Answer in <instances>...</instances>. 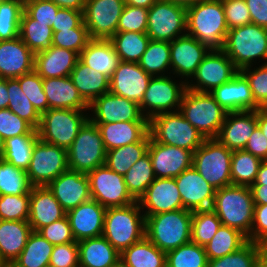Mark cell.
<instances>
[{"label":"cell","mask_w":267,"mask_h":267,"mask_svg":"<svg viewBox=\"0 0 267 267\" xmlns=\"http://www.w3.org/2000/svg\"><path fill=\"white\" fill-rule=\"evenodd\" d=\"M186 34L195 37L210 50H223L229 31L221 0H203L186 8Z\"/></svg>","instance_id":"6da1fadb"},{"label":"cell","mask_w":267,"mask_h":267,"mask_svg":"<svg viewBox=\"0 0 267 267\" xmlns=\"http://www.w3.org/2000/svg\"><path fill=\"white\" fill-rule=\"evenodd\" d=\"M254 207L250 187L230 185L216 190L211 209L222 225L234 228L248 238L253 224Z\"/></svg>","instance_id":"7a4b0ae2"},{"label":"cell","mask_w":267,"mask_h":267,"mask_svg":"<svg viewBox=\"0 0 267 267\" xmlns=\"http://www.w3.org/2000/svg\"><path fill=\"white\" fill-rule=\"evenodd\" d=\"M192 211L178 209L145 216V237L168 252L191 241Z\"/></svg>","instance_id":"3957f363"},{"label":"cell","mask_w":267,"mask_h":267,"mask_svg":"<svg viewBox=\"0 0 267 267\" xmlns=\"http://www.w3.org/2000/svg\"><path fill=\"white\" fill-rule=\"evenodd\" d=\"M140 210L138 201L106 209L102 235L119 253L145 237V215Z\"/></svg>","instance_id":"277c9868"},{"label":"cell","mask_w":267,"mask_h":267,"mask_svg":"<svg viewBox=\"0 0 267 267\" xmlns=\"http://www.w3.org/2000/svg\"><path fill=\"white\" fill-rule=\"evenodd\" d=\"M179 111L205 139L217 137L228 113L209 92L189 89L183 94Z\"/></svg>","instance_id":"5b68a950"},{"label":"cell","mask_w":267,"mask_h":267,"mask_svg":"<svg viewBox=\"0 0 267 267\" xmlns=\"http://www.w3.org/2000/svg\"><path fill=\"white\" fill-rule=\"evenodd\" d=\"M223 51L239 71L251 67L254 59L267 60V28L251 23L229 29Z\"/></svg>","instance_id":"8992f818"},{"label":"cell","mask_w":267,"mask_h":267,"mask_svg":"<svg viewBox=\"0 0 267 267\" xmlns=\"http://www.w3.org/2000/svg\"><path fill=\"white\" fill-rule=\"evenodd\" d=\"M149 133L155 142L177 146L192 153L203 144L205 138L180 113H161L149 120Z\"/></svg>","instance_id":"52a82bcc"},{"label":"cell","mask_w":267,"mask_h":267,"mask_svg":"<svg viewBox=\"0 0 267 267\" xmlns=\"http://www.w3.org/2000/svg\"><path fill=\"white\" fill-rule=\"evenodd\" d=\"M233 151L216 138L205 139L193 152L192 166L216 190L232 185L231 157Z\"/></svg>","instance_id":"ba28073f"},{"label":"cell","mask_w":267,"mask_h":267,"mask_svg":"<svg viewBox=\"0 0 267 267\" xmlns=\"http://www.w3.org/2000/svg\"><path fill=\"white\" fill-rule=\"evenodd\" d=\"M86 110L48 109L41 115L39 139L68 150L80 128L89 119Z\"/></svg>","instance_id":"9c48e42d"},{"label":"cell","mask_w":267,"mask_h":267,"mask_svg":"<svg viewBox=\"0 0 267 267\" xmlns=\"http://www.w3.org/2000/svg\"><path fill=\"white\" fill-rule=\"evenodd\" d=\"M106 154L97 125L88 119L67 150L68 169L87 174L105 164Z\"/></svg>","instance_id":"30bf717a"},{"label":"cell","mask_w":267,"mask_h":267,"mask_svg":"<svg viewBox=\"0 0 267 267\" xmlns=\"http://www.w3.org/2000/svg\"><path fill=\"white\" fill-rule=\"evenodd\" d=\"M67 170V150L38 139L34 144L31 161L26 170L32 186H47Z\"/></svg>","instance_id":"8fae6325"},{"label":"cell","mask_w":267,"mask_h":267,"mask_svg":"<svg viewBox=\"0 0 267 267\" xmlns=\"http://www.w3.org/2000/svg\"><path fill=\"white\" fill-rule=\"evenodd\" d=\"M186 28L185 7L166 0H157L148 9L146 34L150 40L171 42L177 37L185 35L186 33L183 32H186Z\"/></svg>","instance_id":"7c38bea8"},{"label":"cell","mask_w":267,"mask_h":267,"mask_svg":"<svg viewBox=\"0 0 267 267\" xmlns=\"http://www.w3.org/2000/svg\"><path fill=\"white\" fill-rule=\"evenodd\" d=\"M186 89L187 82L185 81L176 84L168 75L152 77L144 93L143 100L139 104L143 116L150 120L161 113L179 111ZM176 106L177 108L172 111L171 109Z\"/></svg>","instance_id":"4fadbf2b"},{"label":"cell","mask_w":267,"mask_h":267,"mask_svg":"<svg viewBox=\"0 0 267 267\" xmlns=\"http://www.w3.org/2000/svg\"><path fill=\"white\" fill-rule=\"evenodd\" d=\"M91 199L108 207L128 206L136 200L128 192L124 176L112 171L106 164L87 173Z\"/></svg>","instance_id":"5bb4252c"},{"label":"cell","mask_w":267,"mask_h":267,"mask_svg":"<svg viewBox=\"0 0 267 267\" xmlns=\"http://www.w3.org/2000/svg\"><path fill=\"white\" fill-rule=\"evenodd\" d=\"M125 6L124 0H86L83 19L91 39H110Z\"/></svg>","instance_id":"9a60e30c"},{"label":"cell","mask_w":267,"mask_h":267,"mask_svg":"<svg viewBox=\"0 0 267 267\" xmlns=\"http://www.w3.org/2000/svg\"><path fill=\"white\" fill-rule=\"evenodd\" d=\"M239 73L234 63L223 50H210L192 76L197 84L187 82V89L197 92H211L223 83L229 82Z\"/></svg>","instance_id":"2e32d148"},{"label":"cell","mask_w":267,"mask_h":267,"mask_svg":"<svg viewBox=\"0 0 267 267\" xmlns=\"http://www.w3.org/2000/svg\"><path fill=\"white\" fill-rule=\"evenodd\" d=\"M89 109L94 112L93 117H89L93 123L149 121L143 116L138 103L110 91L97 97Z\"/></svg>","instance_id":"e0dca14e"},{"label":"cell","mask_w":267,"mask_h":267,"mask_svg":"<svg viewBox=\"0 0 267 267\" xmlns=\"http://www.w3.org/2000/svg\"><path fill=\"white\" fill-rule=\"evenodd\" d=\"M183 202V208L189 211L211 209L216 189L191 166L175 177Z\"/></svg>","instance_id":"ac0fdd59"},{"label":"cell","mask_w":267,"mask_h":267,"mask_svg":"<svg viewBox=\"0 0 267 267\" xmlns=\"http://www.w3.org/2000/svg\"><path fill=\"white\" fill-rule=\"evenodd\" d=\"M148 153L156 178H175L193 162L191 151L155 142L151 137Z\"/></svg>","instance_id":"d6986e66"},{"label":"cell","mask_w":267,"mask_h":267,"mask_svg":"<svg viewBox=\"0 0 267 267\" xmlns=\"http://www.w3.org/2000/svg\"><path fill=\"white\" fill-rule=\"evenodd\" d=\"M151 78L138 63L121 61L109 79V91L140 104Z\"/></svg>","instance_id":"ffe728a7"},{"label":"cell","mask_w":267,"mask_h":267,"mask_svg":"<svg viewBox=\"0 0 267 267\" xmlns=\"http://www.w3.org/2000/svg\"><path fill=\"white\" fill-rule=\"evenodd\" d=\"M170 43V60L173 74L192 78L197 67L210 49L188 34L177 37Z\"/></svg>","instance_id":"44dd1931"},{"label":"cell","mask_w":267,"mask_h":267,"mask_svg":"<svg viewBox=\"0 0 267 267\" xmlns=\"http://www.w3.org/2000/svg\"><path fill=\"white\" fill-rule=\"evenodd\" d=\"M47 187L66 212L91 199L86 173L68 169L51 181Z\"/></svg>","instance_id":"7402d4cb"},{"label":"cell","mask_w":267,"mask_h":267,"mask_svg":"<svg viewBox=\"0 0 267 267\" xmlns=\"http://www.w3.org/2000/svg\"><path fill=\"white\" fill-rule=\"evenodd\" d=\"M140 208L145 216L183 208V202L175 178H156L139 198Z\"/></svg>","instance_id":"603a6c76"},{"label":"cell","mask_w":267,"mask_h":267,"mask_svg":"<svg viewBox=\"0 0 267 267\" xmlns=\"http://www.w3.org/2000/svg\"><path fill=\"white\" fill-rule=\"evenodd\" d=\"M106 207L90 199L66 212L73 237L79 242L103 234Z\"/></svg>","instance_id":"cb8c5ba5"},{"label":"cell","mask_w":267,"mask_h":267,"mask_svg":"<svg viewBox=\"0 0 267 267\" xmlns=\"http://www.w3.org/2000/svg\"><path fill=\"white\" fill-rule=\"evenodd\" d=\"M257 126V110L228 112L216 139L229 150H242Z\"/></svg>","instance_id":"d4e9b609"},{"label":"cell","mask_w":267,"mask_h":267,"mask_svg":"<svg viewBox=\"0 0 267 267\" xmlns=\"http://www.w3.org/2000/svg\"><path fill=\"white\" fill-rule=\"evenodd\" d=\"M34 70V53L20 37L0 41V78L14 79Z\"/></svg>","instance_id":"484cf974"},{"label":"cell","mask_w":267,"mask_h":267,"mask_svg":"<svg viewBox=\"0 0 267 267\" xmlns=\"http://www.w3.org/2000/svg\"><path fill=\"white\" fill-rule=\"evenodd\" d=\"M210 94L227 112L258 110L260 107L254 100L248 81L240 72Z\"/></svg>","instance_id":"4316f807"},{"label":"cell","mask_w":267,"mask_h":267,"mask_svg":"<svg viewBox=\"0 0 267 267\" xmlns=\"http://www.w3.org/2000/svg\"><path fill=\"white\" fill-rule=\"evenodd\" d=\"M66 216V211L47 186L32 187L28 222L38 232L44 226Z\"/></svg>","instance_id":"83f0119b"},{"label":"cell","mask_w":267,"mask_h":267,"mask_svg":"<svg viewBox=\"0 0 267 267\" xmlns=\"http://www.w3.org/2000/svg\"><path fill=\"white\" fill-rule=\"evenodd\" d=\"M79 60V54L70 49L52 46L34 54V71L43 79L70 76Z\"/></svg>","instance_id":"f1b7e54d"},{"label":"cell","mask_w":267,"mask_h":267,"mask_svg":"<svg viewBox=\"0 0 267 267\" xmlns=\"http://www.w3.org/2000/svg\"><path fill=\"white\" fill-rule=\"evenodd\" d=\"M97 125L106 151L141 141L149 133V121H118Z\"/></svg>","instance_id":"f546056e"},{"label":"cell","mask_w":267,"mask_h":267,"mask_svg":"<svg viewBox=\"0 0 267 267\" xmlns=\"http://www.w3.org/2000/svg\"><path fill=\"white\" fill-rule=\"evenodd\" d=\"M49 109L90 110L69 76L43 79Z\"/></svg>","instance_id":"4dcf8cb0"},{"label":"cell","mask_w":267,"mask_h":267,"mask_svg":"<svg viewBox=\"0 0 267 267\" xmlns=\"http://www.w3.org/2000/svg\"><path fill=\"white\" fill-rule=\"evenodd\" d=\"M79 60L109 79L121 62L109 39H91L79 54Z\"/></svg>","instance_id":"1f68e13d"},{"label":"cell","mask_w":267,"mask_h":267,"mask_svg":"<svg viewBox=\"0 0 267 267\" xmlns=\"http://www.w3.org/2000/svg\"><path fill=\"white\" fill-rule=\"evenodd\" d=\"M79 267H114L120 261V253L103 235L77 242Z\"/></svg>","instance_id":"d6a6232c"},{"label":"cell","mask_w":267,"mask_h":267,"mask_svg":"<svg viewBox=\"0 0 267 267\" xmlns=\"http://www.w3.org/2000/svg\"><path fill=\"white\" fill-rule=\"evenodd\" d=\"M32 232L28 221L0 220V254L7 264L19 256Z\"/></svg>","instance_id":"836d02e7"},{"label":"cell","mask_w":267,"mask_h":267,"mask_svg":"<svg viewBox=\"0 0 267 267\" xmlns=\"http://www.w3.org/2000/svg\"><path fill=\"white\" fill-rule=\"evenodd\" d=\"M82 98L90 105L97 97L109 92V78L90 69L80 60L69 76Z\"/></svg>","instance_id":"e575fe53"},{"label":"cell","mask_w":267,"mask_h":267,"mask_svg":"<svg viewBox=\"0 0 267 267\" xmlns=\"http://www.w3.org/2000/svg\"><path fill=\"white\" fill-rule=\"evenodd\" d=\"M120 260L129 267H166V252L144 237L123 250Z\"/></svg>","instance_id":"d590c367"},{"label":"cell","mask_w":267,"mask_h":267,"mask_svg":"<svg viewBox=\"0 0 267 267\" xmlns=\"http://www.w3.org/2000/svg\"><path fill=\"white\" fill-rule=\"evenodd\" d=\"M150 133L141 141L107 151L105 164L114 172L124 176L130 167L148 153Z\"/></svg>","instance_id":"8d00e7d4"},{"label":"cell","mask_w":267,"mask_h":267,"mask_svg":"<svg viewBox=\"0 0 267 267\" xmlns=\"http://www.w3.org/2000/svg\"><path fill=\"white\" fill-rule=\"evenodd\" d=\"M19 37L34 54L49 50L53 46L52 27L47 23L36 22L25 11L20 20Z\"/></svg>","instance_id":"74e56055"},{"label":"cell","mask_w":267,"mask_h":267,"mask_svg":"<svg viewBox=\"0 0 267 267\" xmlns=\"http://www.w3.org/2000/svg\"><path fill=\"white\" fill-rule=\"evenodd\" d=\"M53 247L54 245L39 232L33 231L24 249L11 265L13 267H49Z\"/></svg>","instance_id":"f35d334b"},{"label":"cell","mask_w":267,"mask_h":267,"mask_svg":"<svg viewBox=\"0 0 267 267\" xmlns=\"http://www.w3.org/2000/svg\"><path fill=\"white\" fill-rule=\"evenodd\" d=\"M247 242V237L240 231L221 225L204 249L208 260H213L239 250Z\"/></svg>","instance_id":"ab89813d"},{"label":"cell","mask_w":267,"mask_h":267,"mask_svg":"<svg viewBox=\"0 0 267 267\" xmlns=\"http://www.w3.org/2000/svg\"><path fill=\"white\" fill-rule=\"evenodd\" d=\"M109 40L122 62L138 63L150 38L146 33L117 32Z\"/></svg>","instance_id":"60d3db41"},{"label":"cell","mask_w":267,"mask_h":267,"mask_svg":"<svg viewBox=\"0 0 267 267\" xmlns=\"http://www.w3.org/2000/svg\"><path fill=\"white\" fill-rule=\"evenodd\" d=\"M262 161L244 149L234 150L230 166L232 185L250 187L256 180Z\"/></svg>","instance_id":"b9f144b4"},{"label":"cell","mask_w":267,"mask_h":267,"mask_svg":"<svg viewBox=\"0 0 267 267\" xmlns=\"http://www.w3.org/2000/svg\"><path fill=\"white\" fill-rule=\"evenodd\" d=\"M155 179L149 153L134 163L124 175L127 190L136 201L139 200Z\"/></svg>","instance_id":"7bdbcfd3"},{"label":"cell","mask_w":267,"mask_h":267,"mask_svg":"<svg viewBox=\"0 0 267 267\" xmlns=\"http://www.w3.org/2000/svg\"><path fill=\"white\" fill-rule=\"evenodd\" d=\"M138 64L152 77L164 76L165 71L171 69L170 43L150 40Z\"/></svg>","instance_id":"ee69618b"},{"label":"cell","mask_w":267,"mask_h":267,"mask_svg":"<svg viewBox=\"0 0 267 267\" xmlns=\"http://www.w3.org/2000/svg\"><path fill=\"white\" fill-rule=\"evenodd\" d=\"M39 135H19L5 140L3 160L24 171L29 167L34 144Z\"/></svg>","instance_id":"f6af8a7d"},{"label":"cell","mask_w":267,"mask_h":267,"mask_svg":"<svg viewBox=\"0 0 267 267\" xmlns=\"http://www.w3.org/2000/svg\"><path fill=\"white\" fill-rule=\"evenodd\" d=\"M7 90L9 92V110L17 114L37 130L40 125L41 115L23 93L17 78L7 79Z\"/></svg>","instance_id":"bcb514c9"},{"label":"cell","mask_w":267,"mask_h":267,"mask_svg":"<svg viewBox=\"0 0 267 267\" xmlns=\"http://www.w3.org/2000/svg\"><path fill=\"white\" fill-rule=\"evenodd\" d=\"M32 187L26 171L0 159V195L30 194Z\"/></svg>","instance_id":"7dc6e473"},{"label":"cell","mask_w":267,"mask_h":267,"mask_svg":"<svg viewBox=\"0 0 267 267\" xmlns=\"http://www.w3.org/2000/svg\"><path fill=\"white\" fill-rule=\"evenodd\" d=\"M208 257L203 246L190 241L166 252V267H207Z\"/></svg>","instance_id":"c3c4849f"},{"label":"cell","mask_w":267,"mask_h":267,"mask_svg":"<svg viewBox=\"0 0 267 267\" xmlns=\"http://www.w3.org/2000/svg\"><path fill=\"white\" fill-rule=\"evenodd\" d=\"M222 225L219 217L212 209L192 212L191 241L205 246Z\"/></svg>","instance_id":"681fc988"},{"label":"cell","mask_w":267,"mask_h":267,"mask_svg":"<svg viewBox=\"0 0 267 267\" xmlns=\"http://www.w3.org/2000/svg\"><path fill=\"white\" fill-rule=\"evenodd\" d=\"M24 0H6L0 3V41L19 37Z\"/></svg>","instance_id":"f907efd6"},{"label":"cell","mask_w":267,"mask_h":267,"mask_svg":"<svg viewBox=\"0 0 267 267\" xmlns=\"http://www.w3.org/2000/svg\"><path fill=\"white\" fill-rule=\"evenodd\" d=\"M259 245L248 241L239 250L224 257L208 260L207 267H258Z\"/></svg>","instance_id":"816d5d0a"},{"label":"cell","mask_w":267,"mask_h":267,"mask_svg":"<svg viewBox=\"0 0 267 267\" xmlns=\"http://www.w3.org/2000/svg\"><path fill=\"white\" fill-rule=\"evenodd\" d=\"M23 93L33 104L37 112L42 115L49 109L48 100L43 90V78L34 70L17 78Z\"/></svg>","instance_id":"f5cc1de1"},{"label":"cell","mask_w":267,"mask_h":267,"mask_svg":"<svg viewBox=\"0 0 267 267\" xmlns=\"http://www.w3.org/2000/svg\"><path fill=\"white\" fill-rule=\"evenodd\" d=\"M30 194L0 195V220L28 221Z\"/></svg>","instance_id":"db71d44e"},{"label":"cell","mask_w":267,"mask_h":267,"mask_svg":"<svg viewBox=\"0 0 267 267\" xmlns=\"http://www.w3.org/2000/svg\"><path fill=\"white\" fill-rule=\"evenodd\" d=\"M19 135H38V132L9 108L0 109V136L6 140Z\"/></svg>","instance_id":"11a10c76"},{"label":"cell","mask_w":267,"mask_h":267,"mask_svg":"<svg viewBox=\"0 0 267 267\" xmlns=\"http://www.w3.org/2000/svg\"><path fill=\"white\" fill-rule=\"evenodd\" d=\"M91 40L87 28H73L53 32L52 45L58 48L70 49L80 54Z\"/></svg>","instance_id":"9f6ffc18"},{"label":"cell","mask_w":267,"mask_h":267,"mask_svg":"<svg viewBox=\"0 0 267 267\" xmlns=\"http://www.w3.org/2000/svg\"><path fill=\"white\" fill-rule=\"evenodd\" d=\"M148 9L126 5L118 22L117 32H147Z\"/></svg>","instance_id":"6f0895ef"},{"label":"cell","mask_w":267,"mask_h":267,"mask_svg":"<svg viewBox=\"0 0 267 267\" xmlns=\"http://www.w3.org/2000/svg\"><path fill=\"white\" fill-rule=\"evenodd\" d=\"M246 67L239 72L246 78L251 88L255 102L261 106L267 100V63L254 68Z\"/></svg>","instance_id":"680465c9"},{"label":"cell","mask_w":267,"mask_h":267,"mask_svg":"<svg viewBox=\"0 0 267 267\" xmlns=\"http://www.w3.org/2000/svg\"><path fill=\"white\" fill-rule=\"evenodd\" d=\"M228 29L251 24V16L245 0H221Z\"/></svg>","instance_id":"91938a15"},{"label":"cell","mask_w":267,"mask_h":267,"mask_svg":"<svg viewBox=\"0 0 267 267\" xmlns=\"http://www.w3.org/2000/svg\"><path fill=\"white\" fill-rule=\"evenodd\" d=\"M59 7L51 0H24V11L36 22L53 26Z\"/></svg>","instance_id":"94428289"},{"label":"cell","mask_w":267,"mask_h":267,"mask_svg":"<svg viewBox=\"0 0 267 267\" xmlns=\"http://www.w3.org/2000/svg\"><path fill=\"white\" fill-rule=\"evenodd\" d=\"M38 232L53 245L77 242L73 237L67 216L44 226Z\"/></svg>","instance_id":"6125c7cd"},{"label":"cell","mask_w":267,"mask_h":267,"mask_svg":"<svg viewBox=\"0 0 267 267\" xmlns=\"http://www.w3.org/2000/svg\"><path fill=\"white\" fill-rule=\"evenodd\" d=\"M49 267H79L77 242L54 245Z\"/></svg>","instance_id":"be15d7a7"},{"label":"cell","mask_w":267,"mask_h":267,"mask_svg":"<svg viewBox=\"0 0 267 267\" xmlns=\"http://www.w3.org/2000/svg\"><path fill=\"white\" fill-rule=\"evenodd\" d=\"M83 12L84 11L59 8L52 26L53 32L71 30L73 28H86Z\"/></svg>","instance_id":"e7e4bbea"},{"label":"cell","mask_w":267,"mask_h":267,"mask_svg":"<svg viewBox=\"0 0 267 267\" xmlns=\"http://www.w3.org/2000/svg\"><path fill=\"white\" fill-rule=\"evenodd\" d=\"M247 239L258 245L267 243V204L255 205L252 229Z\"/></svg>","instance_id":"03108f58"},{"label":"cell","mask_w":267,"mask_h":267,"mask_svg":"<svg viewBox=\"0 0 267 267\" xmlns=\"http://www.w3.org/2000/svg\"><path fill=\"white\" fill-rule=\"evenodd\" d=\"M244 150L250 152L254 156H257L263 161L267 160V139L259 126L254 129V132L249 137Z\"/></svg>","instance_id":"003e7915"},{"label":"cell","mask_w":267,"mask_h":267,"mask_svg":"<svg viewBox=\"0 0 267 267\" xmlns=\"http://www.w3.org/2000/svg\"><path fill=\"white\" fill-rule=\"evenodd\" d=\"M251 23L267 28V0H245Z\"/></svg>","instance_id":"a7ac6f4b"},{"label":"cell","mask_w":267,"mask_h":267,"mask_svg":"<svg viewBox=\"0 0 267 267\" xmlns=\"http://www.w3.org/2000/svg\"><path fill=\"white\" fill-rule=\"evenodd\" d=\"M255 205L267 204V185L252 184L250 186Z\"/></svg>","instance_id":"89a4df30"},{"label":"cell","mask_w":267,"mask_h":267,"mask_svg":"<svg viewBox=\"0 0 267 267\" xmlns=\"http://www.w3.org/2000/svg\"><path fill=\"white\" fill-rule=\"evenodd\" d=\"M59 8L72 9L76 11H84L86 0H51Z\"/></svg>","instance_id":"2644e50d"},{"label":"cell","mask_w":267,"mask_h":267,"mask_svg":"<svg viewBox=\"0 0 267 267\" xmlns=\"http://www.w3.org/2000/svg\"><path fill=\"white\" fill-rule=\"evenodd\" d=\"M7 79L0 78V109L8 108L9 94Z\"/></svg>","instance_id":"8c879c8a"},{"label":"cell","mask_w":267,"mask_h":267,"mask_svg":"<svg viewBox=\"0 0 267 267\" xmlns=\"http://www.w3.org/2000/svg\"><path fill=\"white\" fill-rule=\"evenodd\" d=\"M253 184H264L267 185V160L262 161L256 180Z\"/></svg>","instance_id":"753ad0ef"},{"label":"cell","mask_w":267,"mask_h":267,"mask_svg":"<svg viewBox=\"0 0 267 267\" xmlns=\"http://www.w3.org/2000/svg\"><path fill=\"white\" fill-rule=\"evenodd\" d=\"M257 125L267 139V114L262 112L260 109L257 110Z\"/></svg>","instance_id":"34e18365"},{"label":"cell","mask_w":267,"mask_h":267,"mask_svg":"<svg viewBox=\"0 0 267 267\" xmlns=\"http://www.w3.org/2000/svg\"><path fill=\"white\" fill-rule=\"evenodd\" d=\"M126 5L149 9L157 0H124Z\"/></svg>","instance_id":"11e5206c"},{"label":"cell","mask_w":267,"mask_h":267,"mask_svg":"<svg viewBox=\"0 0 267 267\" xmlns=\"http://www.w3.org/2000/svg\"><path fill=\"white\" fill-rule=\"evenodd\" d=\"M259 264L267 267V243L259 244Z\"/></svg>","instance_id":"2a66077c"},{"label":"cell","mask_w":267,"mask_h":267,"mask_svg":"<svg viewBox=\"0 0 267 267\" xmlns=\"http://www.w3.org/2000/svg\"><path fill=\"white\" fill-rule=\"evenodd\" d=\"M166 1H169V2H172V3L176 4V5L188 8L191 5H194L195 3L201 2L203 0H166Z\"/></svg>","instance_id":"b9fcfbb0"},{"label":"cell","mask_w":267,"mask_h":267,"mask_svg":"<svg viewBox=\"0 0 267 267\" xmlns=\"http://www.w3.org/2000/svg\"><path fill=\"white\" fill-rule=\"evenodd\" d=\"M5 140L0 136V159L3 158L4 152H5Z\"/></svg>","instance_id":"09005b40"},{"label":"cell","mask_w":267,"mask_h":267,"mask_svg":"<svg viewBox=\"0 0 267 267\" xmlns=\"http://www.w3.org/2000/svg\"><path fill=\"white\" fill-rule=\"evenodd\" d=\"M259 109L267 114V100L259 107Z\"/></svg>","instance_id":"979ff035"},{"label":"cell","mask_w":267,"mask_h":267,"mask_svg":"<svg viewBox=\"0 0 267 267\" xmlns=\"http://www.w3.org/2000/svg\"><path fill=\"white\" fill-rule=\"evenodd\" d=\"M8 264L4 261V259L2 258L1 254H0V267H6Z\"/></svg>","instance_id":"deb4b68c"},{"label":"cell","mask_w":267,"mask_h":267,"mask_svg":"<svg viewBox=\"0 0 267 267\" xmlns=\"http://www.w3.org/2000/svg\"><path fill=\"white\" fill-rule=\"evenodd\" d=\"M114 267H129L126 264H124L121 260L114 266Z\"/></svg>","instance_id":"67dfc351"}]
</instances>
